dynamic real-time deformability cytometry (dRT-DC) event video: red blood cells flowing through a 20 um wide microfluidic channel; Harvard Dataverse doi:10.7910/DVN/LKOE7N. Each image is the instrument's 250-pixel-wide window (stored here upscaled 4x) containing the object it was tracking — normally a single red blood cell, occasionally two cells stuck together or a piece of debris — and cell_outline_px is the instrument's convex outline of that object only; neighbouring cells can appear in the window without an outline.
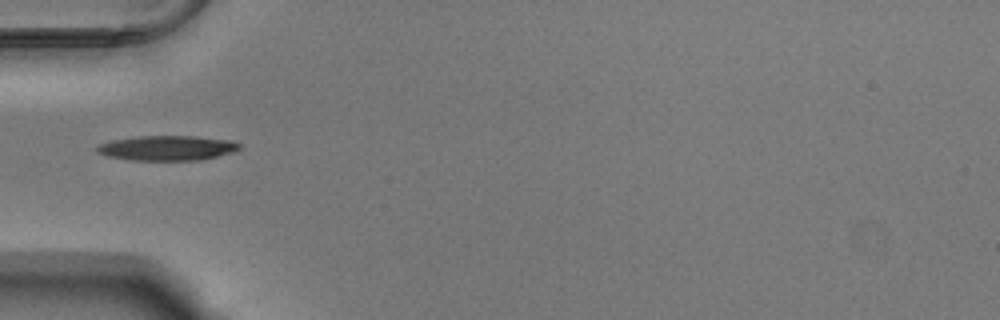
{"species": "Egyptian fruit bat (a non-hibernating species)", "species_latin": "Rousettus aegyptiacus", "temperature_condition": "warm", "stored_images_in_passage": 37, "camera_frame_rate_fps": 3000, "um_per_image_px": 0.085, "animal": {"sex": "male"}, "frame": {"image": 1, "passage_image": 1, "time_ms": 0.0, "image_size_px": [1000, 320], "cell_outline_px": [[240, 148], [232, 152], [200, 160], [132, 160], [108, 156], [96, 152], [96, 148], [100, 144], [112, 140], [140, 136], [192, 136], [232, 140], [240, 144]], "centroid_in_image_um": [14.21, 12.58], "position_along_channel_um": 70.8, "area_um2": 20.46}}
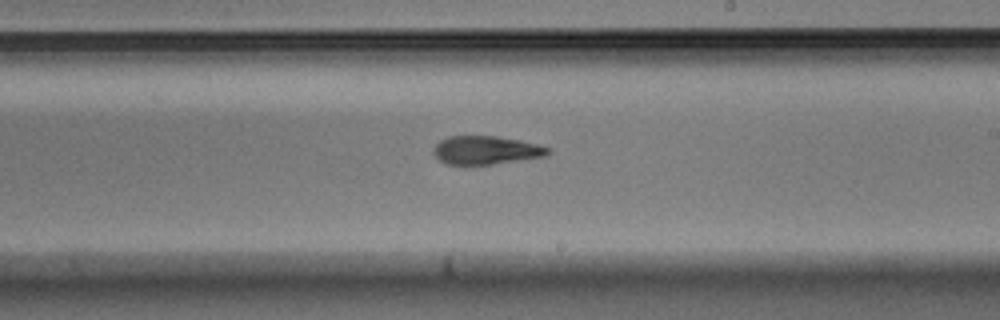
{"frame": {"image": 2, "passage_image": 15, "time_ms": 4.667, "image_size_px": [1000, 320], "cell_outline_px": [[552, 152], [548, 156], [464, 168], [448, 164], [440, 160], [432, 152], [436, 144], [440, 140], [448, 136], [496, 136], [520, 140], [552, 148]], "centroid_in_image_um": [41.31, 12.8], "position_along_channel_um": 247.7, "area_um2": 19.59}}
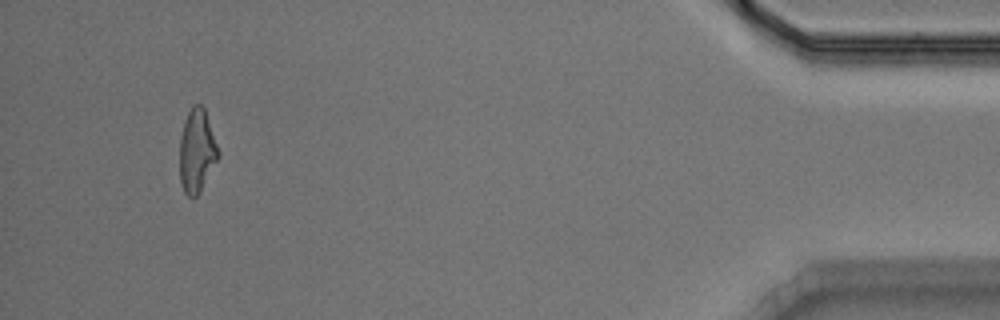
{"frame": {"image": 3, "passage_image": 34, "time_ms": 11.0, "image_size_px": [1000, 320], "cell_outline_px": [[220, 156], [200, 192], [196, 196], [188, 196], [184, 192], [180, 180], [180, 136], [184, 120], [192, 104], [200, 104], [204, 108], [220, 152]], "centroid_in_image_um": [16.74, 12.81], "position_along_channel_um": 418.5, "area_um2": 18.79}, "authors_computed_cell_mechanics": {"area_um2": 19.363, "velocity_mm_per_s": 3.7795, "shape_relaxation_time_tau1_ms": 8.595, "shape_relaxation_time_tau2_ms": 3.1228, "deformation_change_tau1": 0.2643, "deformation_change_tau2": 0.1286}}